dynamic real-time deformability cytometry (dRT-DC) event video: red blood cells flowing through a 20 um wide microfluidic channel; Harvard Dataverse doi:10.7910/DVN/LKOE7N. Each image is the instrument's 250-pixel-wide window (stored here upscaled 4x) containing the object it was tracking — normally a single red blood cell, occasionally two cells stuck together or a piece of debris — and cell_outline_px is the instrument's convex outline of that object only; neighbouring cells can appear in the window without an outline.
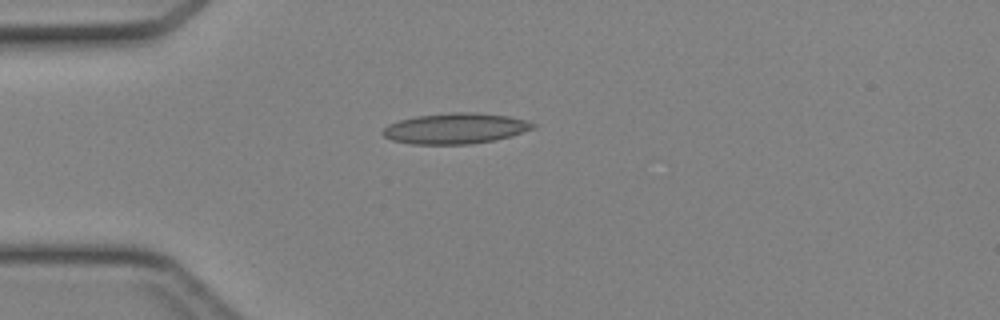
{"species": "Egyptian fruit bat (a non-hibernating species)", "species_latin": "Rousettus aegyptiacus", "temperature_condition": "cold", "stored_images_in_passage": 34, "camera_frame_rate_fps": 3000, "um_per_image_px": 0.085, "animal": {"sex": "female"}, "frame": {"image": 1, "passage_image": 1, "time_ms": 0.0, "image_size_px": [1000, 320], "cell_outline_px": [[536, 128], [496, 140], [472, 144], [412, 144], [392, 140], [384, 136], [380, 132], [388, 124], [400, 120], [416, 116], [452, 112], [476, 112], [508, 116], [524, 120], [536, 124]], "centroid_in_image_um": [38.7, 10.92], "position_along_channel_um": 46.3, "area_um2": 26.88}}
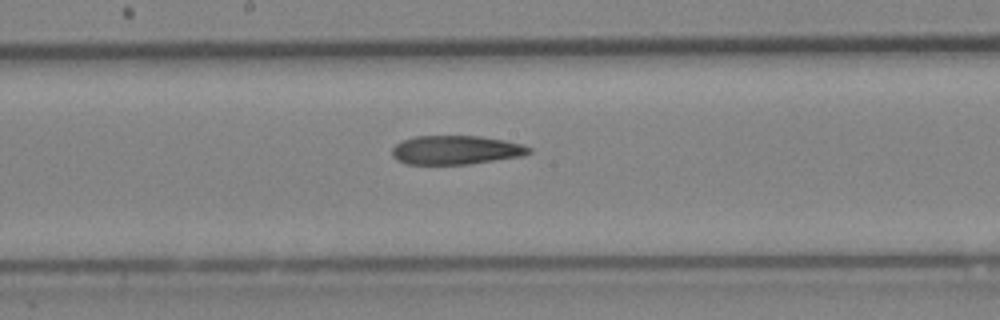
{"frame": {"image": 2, "passage_image": 13, "time_ms": 4.0, "image_size_px": [1000, 320], "cell_outline_px": [[532, 152], [520, 156], [468, 164], [408, 164], [396, 160], [392, 156], [392, 148], [396, 144], [404, 140], [416, 136], [480, 136], [504, 140], [524, 144], [532, 148]], "centroid_in_image_um": [38.75, 12.75], "position_along_channel_um": 209.4, "area_um2": 23.0}}
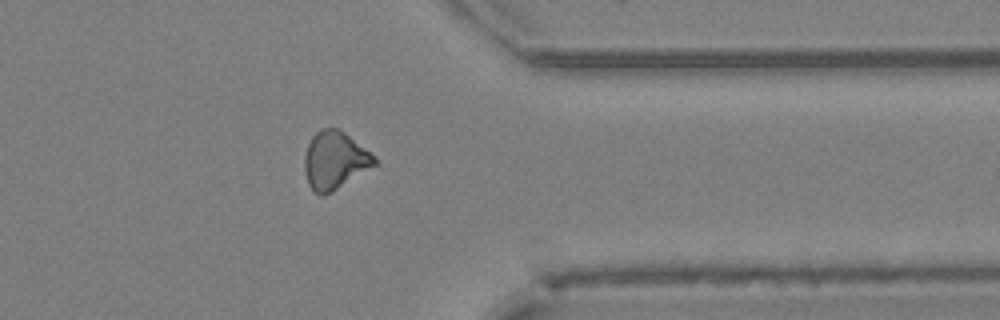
{"frame": {"image": 3, "passage_image": 25, "time_ms": 8.0, "image_size_px": [1000, 320], "cell_outline_px": [[380, 164], [332, 192], [324, 196], [320, 196], [312, 192], [308, 184], [304, 168], [304, 156], [308, 144], [312, 136], [320, 128], [340, 128], [376, 156], [380, 160]], "centroid_in_image_um": [28.5, 13.65], "position_along_channel_um": 382.9, "area_um2": 24.33}}